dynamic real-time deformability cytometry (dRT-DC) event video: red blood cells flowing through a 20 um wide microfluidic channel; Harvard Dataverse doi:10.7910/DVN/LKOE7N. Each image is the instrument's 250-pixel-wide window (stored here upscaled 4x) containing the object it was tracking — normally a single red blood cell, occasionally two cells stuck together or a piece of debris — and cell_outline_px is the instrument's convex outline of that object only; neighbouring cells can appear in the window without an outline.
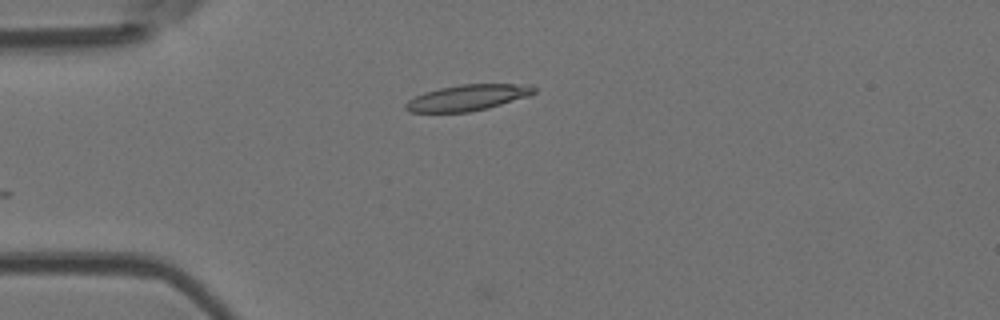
{"species": "Egyptian fruit bat (a non-hibernating species)", "species_latin": "Rousettus aegyptiacus", "temperature_condition": "room temperature", "stored_images_in_passage": 5, "camera_frame_rate_fps": 3000, "um_per_image_px": 0.085, "animal": {"sex": "female"}, "frame": {"image": 1, "passage_image": 5, "time_ms": 5.667, "image_size_px": [1000, 320], "cell_outline_px": [[536, 92], [528, 96], [488, 108], [468, 112], [408, 112], [404, 108], [404, 104], [408, 100], [424, 92], [440, 88], [460, 84], [532, 84], [536, 88]], "centroid_in_image_um": [39.75, 8.29], "position_along_channel_um": 45.3, "area_um2": 19.48}}